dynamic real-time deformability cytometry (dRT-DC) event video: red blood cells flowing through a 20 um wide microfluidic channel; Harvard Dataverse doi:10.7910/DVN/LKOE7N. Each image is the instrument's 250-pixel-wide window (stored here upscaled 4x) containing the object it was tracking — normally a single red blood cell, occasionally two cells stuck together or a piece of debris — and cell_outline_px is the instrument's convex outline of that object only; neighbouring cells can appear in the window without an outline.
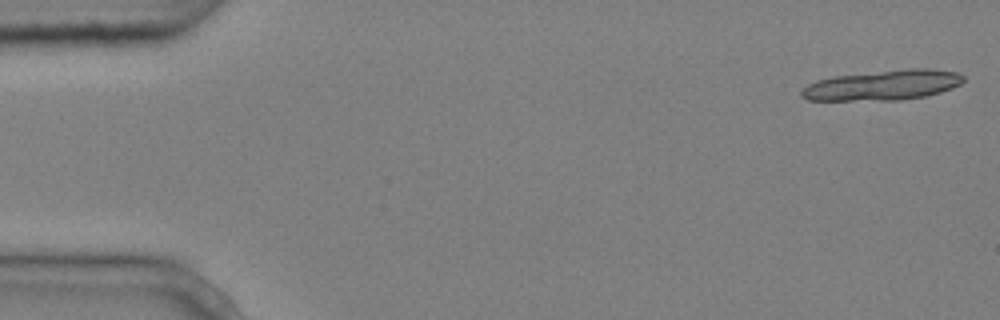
{"species": "common noctule bat (a hibernating species)", "species_latin": "Nyctalus noctula", "temperature_condition": "cold", "stored_images_in_passage": 7, "camera_frame_rate_fps": 3000, "um_per_image_px": 0.085, "animal": {"sex": "male", "body_mass_g": 20.4}, "frame": {"image": 1, "passage_image": 1, "time_ms": 0.0, "image_size_px": [1000, 320], "cell_outline_px": [[964, 80], [960, 84], [952, 88], [940, 92], [924, 96], [900, 100], [808, 100], [800, 96], [800, 92], [808, 84], [816, 80], [832, 76], [908, 68], [928, 68], [960, 72], [964, 76]], "centroid_in_image_um": [75.06, 7.23], "position_along_channel_um": 9.9, "area_um2": 28.61}}